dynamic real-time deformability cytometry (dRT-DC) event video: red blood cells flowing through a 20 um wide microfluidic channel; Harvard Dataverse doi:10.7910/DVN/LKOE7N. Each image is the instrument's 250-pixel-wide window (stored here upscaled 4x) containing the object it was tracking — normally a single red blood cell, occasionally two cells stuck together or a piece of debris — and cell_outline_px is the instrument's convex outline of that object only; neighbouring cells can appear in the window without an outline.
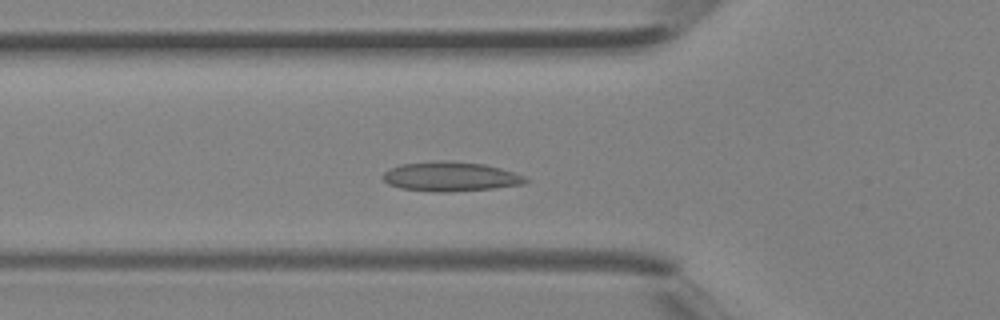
{"species": "Egyptian fruit bat (a non-hibernating species)", "species_latin": "Rousettus aegyptiacus", "temperature_condition": "room temperature", "stored_images_in_passage": 38, "camera_frame_rate_fps": 3000, "um_per_image_px": 0.085, "animal": {"sex": "female"}, "frame": {"image": 1, "passage_image": 11, "time_ms": 3.333, "image_size_px": [1000, 320], "cell_outline_px": [[528, 180], [524, 184], [492, 188], [448, 192], [436, 192], [400, 188], [388, 184], [380, 176], [384, 172], [400, 164], [444, 160], [484, 164], [500, 168], [524, 176]], "centroid_in_image_um": [38.26, 15.01], "position_along_channel_um": 87.5, "area_um2": 24.33}}
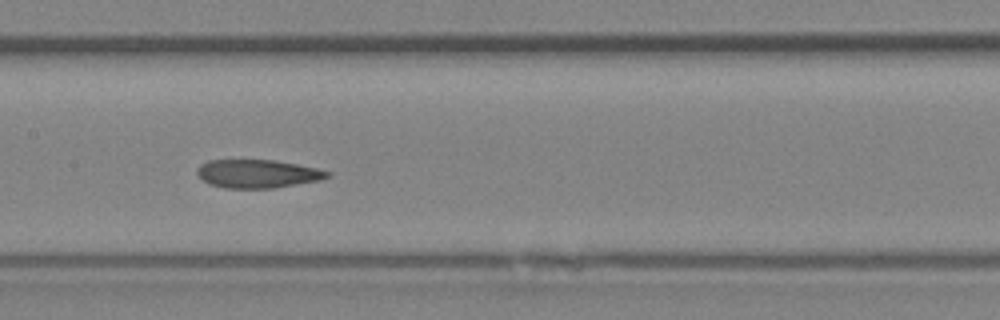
{"frame": {"image": 2, "passage_image": 17, "time_ms": 5.333, "image_size_px": [1000, 320], "cell_outline_px": [[332, 176], [320, 180], [272, 188], [224, 188], [208, 184], [196, 172], [196, 168], [200, 164], [208, 160], [272, 160], [296, 164], [316, 168], [332, 172]], "centroid_in_image_um": [21.89, 14.77], "position_along_channel_um": 185.5, "area_um2": 21.5}}
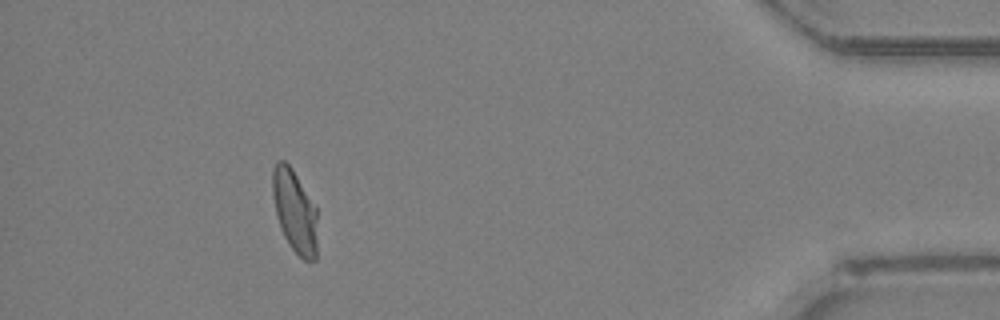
{"frame": {"image": 3, "passage_image": 34, "time_ms": 11.0, "image_size_px": [1000, 320], "cell_outline_px": [[316, 260], [304, 260], [288, 244], [280, 228], [272, 196], [272, 168], [276, 160], [284, 160], [292, 168], [316, 204]], "centroid_in_image_um": [25.04, 17.89], "position_along_channel_um": 410.2, "area_um2": 21.85}}